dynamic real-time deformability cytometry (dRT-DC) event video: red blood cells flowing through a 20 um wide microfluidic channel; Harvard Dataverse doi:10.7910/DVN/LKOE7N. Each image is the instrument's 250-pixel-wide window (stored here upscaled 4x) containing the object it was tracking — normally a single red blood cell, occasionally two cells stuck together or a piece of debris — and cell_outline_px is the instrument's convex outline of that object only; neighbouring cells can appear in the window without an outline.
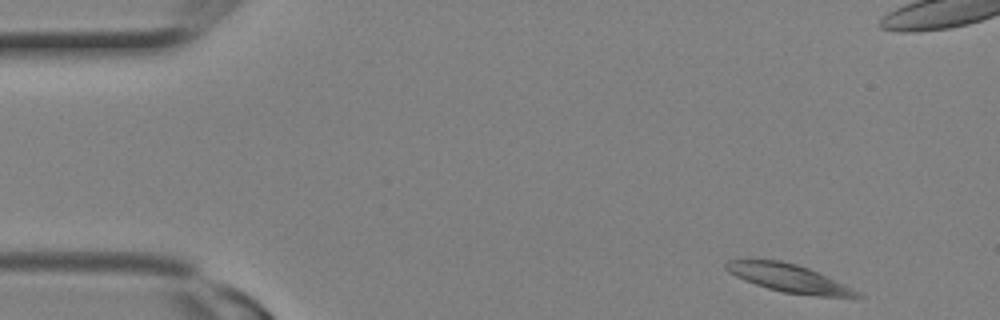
{"species": "Egyptian fruit bat (a non-hibernating species)", "species_latin": "Rousettus aegyptiacus", "temperature_condition": "room temperature", "stored_images_in_passage": 4, "camera_frame_rate_fps": 3000, "um_per_image_px": 0.085, "animal": {"sex": "female"}, "frame": {"image": 1, "passage_image": 1, "time_ms": 0.0, "image_size_px": [1000, 320], "cell_outline_px": [[864, 296], [816, 296], [784, 292], [768, 288], [756, 284], [736, 276], [728, 272], [724, 268], [724, 264], [728, 260], [780, 260], [796, 264], [808, 268], [844, 284]], "centroid_in_image_um": [66.98, 23.63], "position_along_channel_um": 18.0, "area_um2": 20.75}}